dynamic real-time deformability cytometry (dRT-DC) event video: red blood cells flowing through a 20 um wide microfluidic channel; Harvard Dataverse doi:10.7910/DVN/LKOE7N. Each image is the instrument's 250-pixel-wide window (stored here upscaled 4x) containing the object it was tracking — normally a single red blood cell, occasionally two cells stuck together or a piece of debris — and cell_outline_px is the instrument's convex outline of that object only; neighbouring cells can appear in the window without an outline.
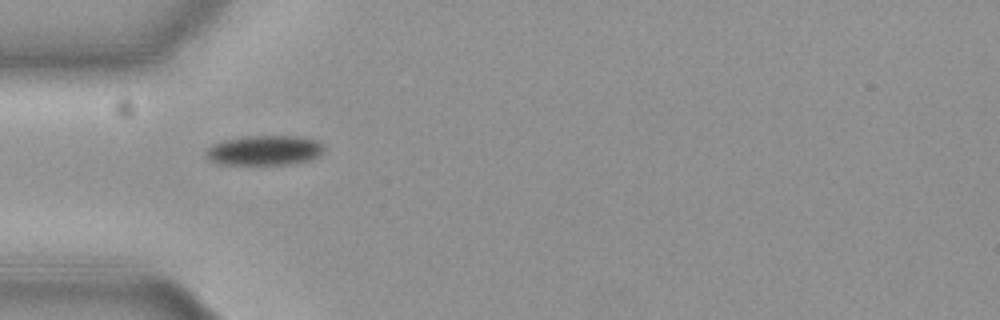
{"species": "common noctule bat (a hibernating species)", "species_latin": "Nyctalus noctula", "temperature_condition": "cold", "stored_images_in_passage": 40, "camera_frame_rate_fps": 3000, "um_per_image_px": 0.085, "animal": {"sex": "female", "body_mass_g": 19.3, "forearm_length_mm": 54.1}, "frame": {"image": 1, "passage_image": 1, "time_ms": 0.0, "image_size_px": [1000, 320], "cell_outline_px": [[324, 148], [320, 156], [308, 160], [288, 164], [220, 164], [208, 160], [204, 156], [204, 148], [212, 144], [224, 140], [244, 136], [304, 136], [316, 140], [324, 144]], "centroid_in_image_um": [22.44, 12.77], "position_along_channel_um": 62.6, "area_um2": 20.87}}
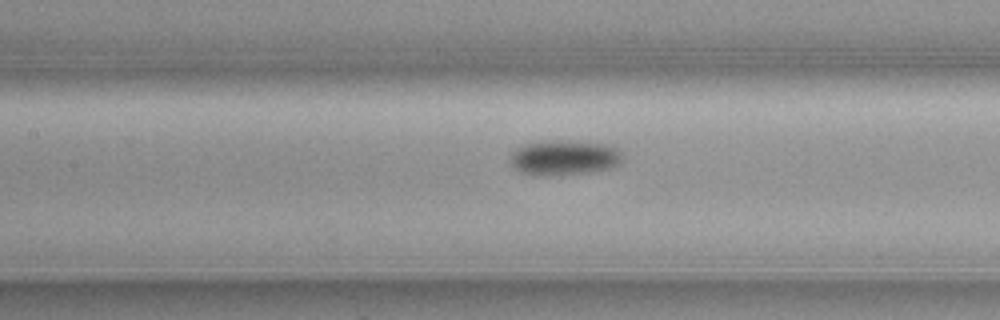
{"frame": {"image": 2, "passage_image": 9, "time_ms": 2.667, "image_size_px": [1000, 320], "cell_outline_px": [[624, 156], [616, 164], [608, 168], [584, 172], [544, 176], [536, 176], [524, 172], [516, 168], [512, 164], [512, 152], [516, 148], [524, 144], [552, 140], [568, 140], [612, 144]], "centroid_in_image_um": [47.97, 13.37], "position_along_channel_um": 159.4, "area_um2": 22.66}}
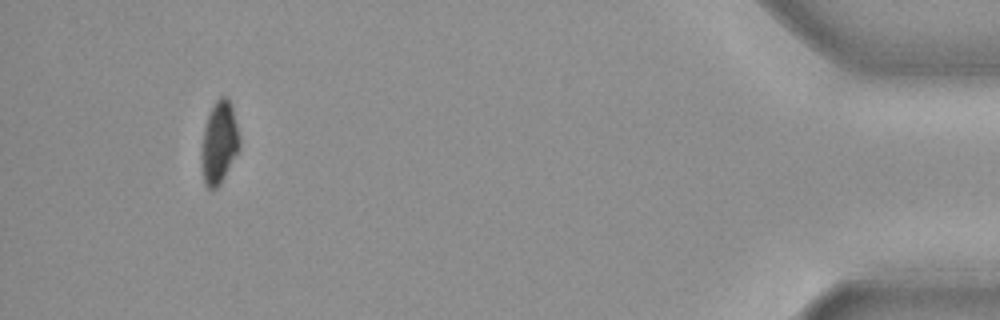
{"frame": {"image": 3, "passage_image": 36, "time_ms": 11.667, "image_size_px": [1000, 320], "cell_outline_px": [[240, 148], [220, 184], [216, 188], [208, 188], [204, 184], [200, 160], [200, 156], [204, 128], [208, 116], [216, 100], [220, 96], [224, 96], [232, 104], [240, 136]], "centroid_in_image_um": [18.63, 12.13], "position_along_channel_um": 416.6, "area_um2": 18.38}, "authors_computed_cell_mechanics": {"area_um2": 21.0681, "velocity_mm_per_s": 3.6949, "shape_relaxation_time_tau1_ms": 2.2571, "shape_relaxation_time_tau2_ms": null, "deformation_change_tau1": 0.0735, "deformation_change_tau2": null}}